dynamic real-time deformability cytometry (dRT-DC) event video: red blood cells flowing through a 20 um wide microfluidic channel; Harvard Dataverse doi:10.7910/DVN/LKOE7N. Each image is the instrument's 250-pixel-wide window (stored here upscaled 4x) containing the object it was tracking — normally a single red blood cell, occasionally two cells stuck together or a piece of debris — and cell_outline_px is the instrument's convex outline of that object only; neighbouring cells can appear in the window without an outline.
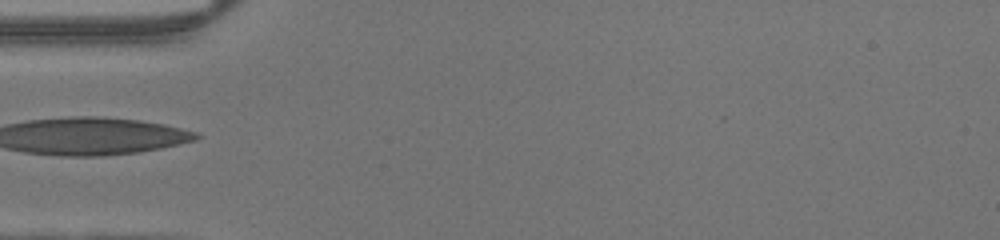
{"species": "human", "species_latin": "Homo sapiens", "temperature_condition": "warm", "stored_images_in_passage": 26, "segment_of_instrument_passage": [1, 2], "camera_frame_rate_fps": 3000, "um_per_image_px": 0.085, "donor": {"sex": "male"}, "frame": {"image": 1, "passage_image": 1, "time_ms": 0.0, "image_size_px": [1000, 240], "cell_outline_px": [[180, 140], [148, 148], [120, 152], [40, 152], [16, 148], [20, 124], [44, 120], [124, 120], [148, 124], [164, 128]], "centroid_in_image_um": [7.71, 11.57], "position_along_channel_um": 77.3, "area_um2": 31.85}}
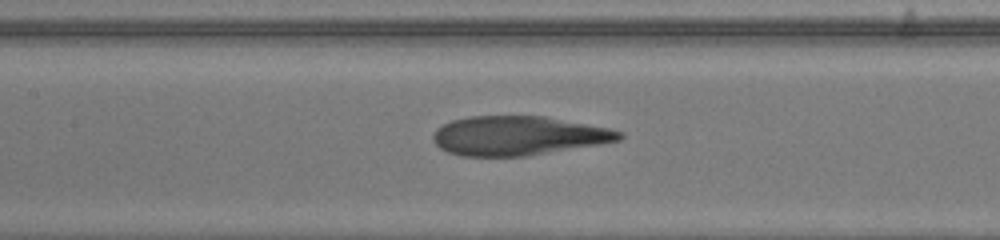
{"frame": {"image": 2, "passage_image": 7, "time_ms": 2.0, "image_size_px": [1000, 240], "cell_outline_px": [[616, 136], [608, 140], [520, 152], [456, 152], [440, 144], [436, 136], [444, 128], [452, 124], [464, 120], [528, 120], [592, 128], [616, 132]], "centroid_in_image_um": [43.84, 11.55], "position_along_channel_um": 163.6, "area_um2": 31.39}}
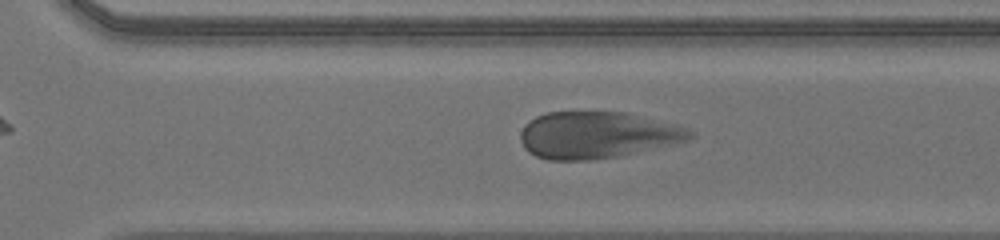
{"frame": {"image": 3, "passage_image": 18, "time_ms": 5.667, "image_size_px": [1000, 240], "cell_outline_px": [[588, 156], [540, 156], [532, 152], [524, 144], [524, 128], [528, 124], [540, 116], [556, 112], [588, 112]], "centroid_in_image_um": [47.47, 11.45], "position_along_channel_um": 323.1, "area_um2": 18.44}}